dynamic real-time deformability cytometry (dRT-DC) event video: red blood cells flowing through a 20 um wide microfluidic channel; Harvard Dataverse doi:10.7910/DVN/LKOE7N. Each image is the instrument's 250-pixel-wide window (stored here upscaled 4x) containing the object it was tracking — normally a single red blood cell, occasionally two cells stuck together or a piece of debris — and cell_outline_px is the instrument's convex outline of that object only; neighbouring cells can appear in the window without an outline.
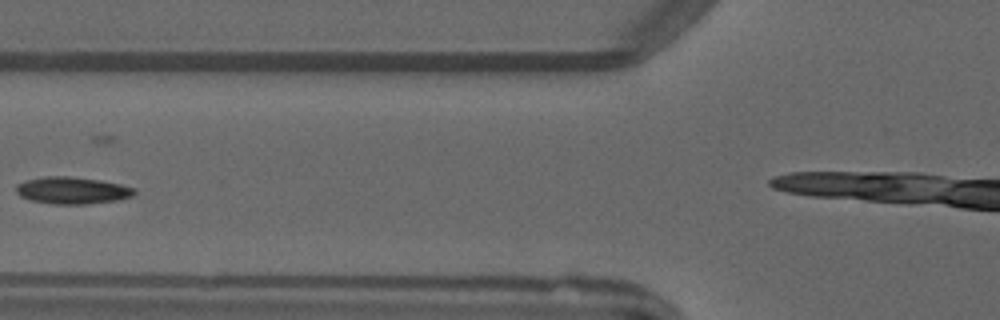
{"species": "common noctule bat (a hibernating species)", "species_latin": "Nyctalus noctula", "temperature_condition": "warm", "stored_images_in_passage": 5, "camera_frame_rate_fps": 3000, "um_per_image_px": 0.085, "animal": {"sex": "male", "forearm_length_mm": 52.5}, "frame": {"image": 1, "passage_image": 4, "time_ms": 4.333, "image_size_px": [1000, 320], "cell_outline_px": [[136, 192], [132, 196], [116, 200], [88, 204], [52, 204], [28, 200], [20, 196], [16, 192], [16, 184], [24, 180], [44, 176], [72, 176], [100, 180], [120, 184], [132, 188]], "centroid_in_image_um": [6.07, 16.18], "position_along_channel_um": 119.7, "area_um2": 18.73}}